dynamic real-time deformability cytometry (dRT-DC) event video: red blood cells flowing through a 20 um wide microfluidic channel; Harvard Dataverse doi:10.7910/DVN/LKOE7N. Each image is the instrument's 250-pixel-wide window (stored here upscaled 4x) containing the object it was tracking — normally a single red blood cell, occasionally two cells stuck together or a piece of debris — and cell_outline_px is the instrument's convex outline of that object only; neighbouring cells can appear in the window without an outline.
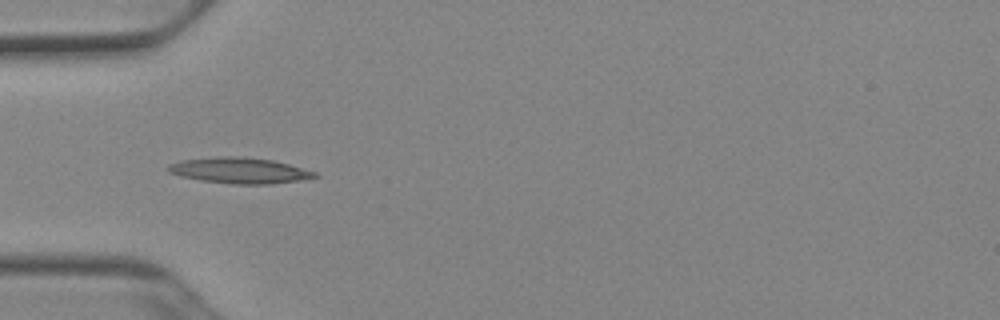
{"species": "Egyptian fruit bat (a non-hibernating species)", "species_latin": "Rousettus aegyptiacus", "temperature_condition": "cold", "stored_images_in_passage": 36, "camera_frame_rate_fps": 3000, "um_per_image_px": 0.085, "animal": {"sex": "female"}, "frame": {"image": 1, "passage_image": 1, "time_ms": 0.0, "image_size_px": [1000, 320], "cell_outline_px": [[320, 176], [300, 180], [268, 184], [232, 184], [200, 180], [180, 176], [168, 172], [168, 164], [180, 160], [216, 156], [236, 156], [272, 160], [288, 164], [316, 172]], "centroid_in_image_um": [20.32, 14.49], "position_along_channel_um": 64.7, "area_um2": 22.02}}
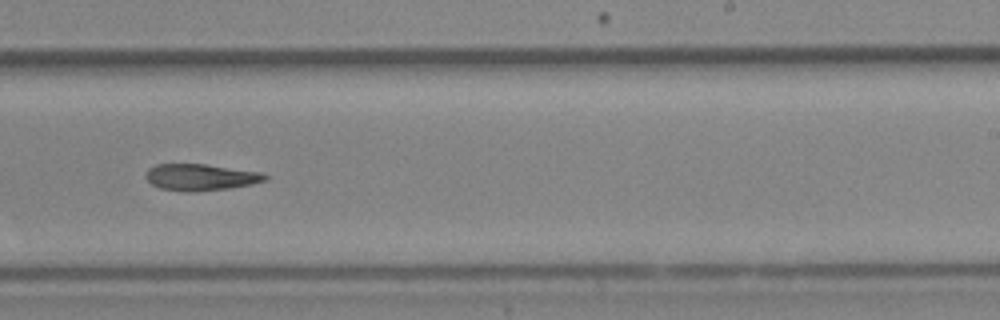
{"frame": {"image": 2, "passage_image": 17, "time_ms": 5.333, "image_size_px": [1000, 320], "cell_outline_px": [[268, 180], [252, 184], [228, 188], [192, 192], [188, 192], [160, 188], [152, 184], [144, 176], [148, 168], [156, 164], [204, 164], [264, 172], [268, 176]], "centroid_in_image_um": [17.07, 15.05], "position_along_channel_um": 271.9, "area_um2": 18.55}}
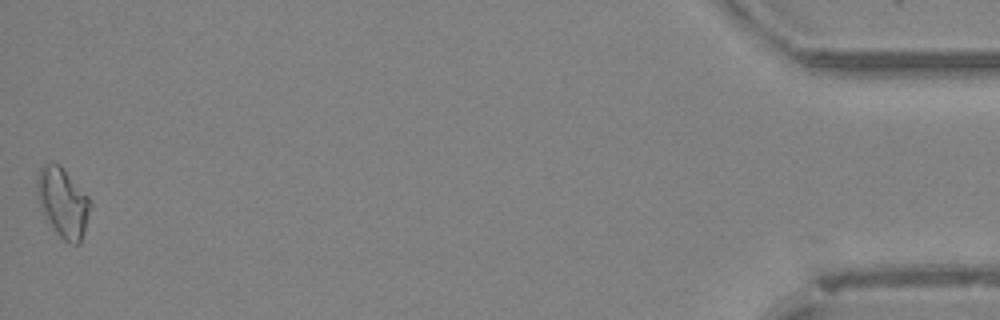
{"frame": {"image": 3, "passage_image": 36, "time_ms": 11.667, "image_size_px": [1000, 320], "cell_outline_px": [[92, 204], [84, 232], [80, 244], [68, 244], [56, 232], [44, 216], [40, 208], [36, 188], [36, 180], [40, 168], [44, 160], [60, 164], [88, 196]], "centroid_in_image_um": [5.33, 17.18], "position_along_channel_um": 429.9, "area_um2": 21.85}}